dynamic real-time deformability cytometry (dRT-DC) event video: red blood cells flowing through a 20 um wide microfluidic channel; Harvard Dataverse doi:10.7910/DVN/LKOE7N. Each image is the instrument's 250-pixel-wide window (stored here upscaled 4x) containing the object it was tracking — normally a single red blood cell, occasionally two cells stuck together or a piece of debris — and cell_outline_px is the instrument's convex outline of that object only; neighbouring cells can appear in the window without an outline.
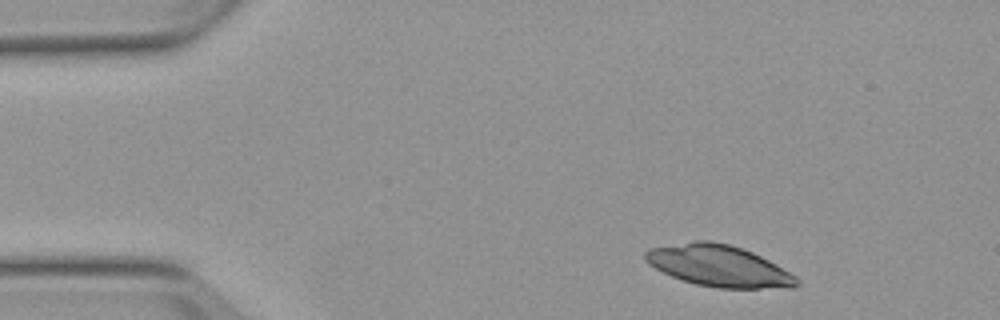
{"species": "Egyptian fruit bat (a non-hibernating species)", "species_latin": "Rousettus aegyptiacus", "temperature_condition": "warm", "stored_images_in_passage": 3, "camera_frame_rate_fps": 3000, "um_per_image_px": 0.085, "animal": {"sex": "female"}, "frame": {"image": 1, "passage_image": 1, "time_ms": 0.0, "image_size_px": [1000, 320], "cell_outline_px": [[800, 284], [792, 288], [716, 288], [696, 284], [672, 276], [656, 268], [644, 260], [644, 252], [648, 248], [696, 240], [712, 240], [728, 244], [752, 252], [776, 264], [796, 276]], "centroid_in_image_um": [61.1, 22.59], "position_along_channel_um": 23.9, "area_um2": 36.47}}